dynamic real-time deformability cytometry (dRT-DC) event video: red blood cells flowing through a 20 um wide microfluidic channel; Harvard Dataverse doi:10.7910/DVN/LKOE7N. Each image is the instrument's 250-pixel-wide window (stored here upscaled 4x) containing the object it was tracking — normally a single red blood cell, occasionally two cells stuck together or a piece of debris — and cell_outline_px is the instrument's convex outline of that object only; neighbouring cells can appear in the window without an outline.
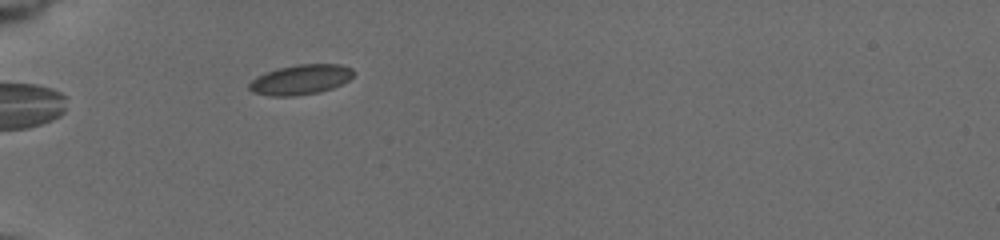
{"species": "common noctule bat (a hibernating species)", "species_latin": "Nyctalus noctula", "temperature_condition": "cold", "stored_images_in_passage": 5, "camera_frame_rate_fps": 3000, "um_per_image_px": 0.085, "animal": {"sex": "female", "body_mass_g": 19.5, "forearm_length_mm": 54.1}, "frame": {"image": 1, "passage_image": 1, "time_ms": 0.0, "image_size_px": [1000, 240], "cell_outline_px": [[356, 72], [348, 80], [332, 88], [320, 92], [292, 96], [272, 96], [252, 92], [248, 88], [248, 84], [256, 76], [276, 68], [296, 64], [340, 64], [352, 68]], "centroid_in_image_um": [25.54, 6.75], "position_along_channel_um": 59.5, "area_um2": 18.32}}
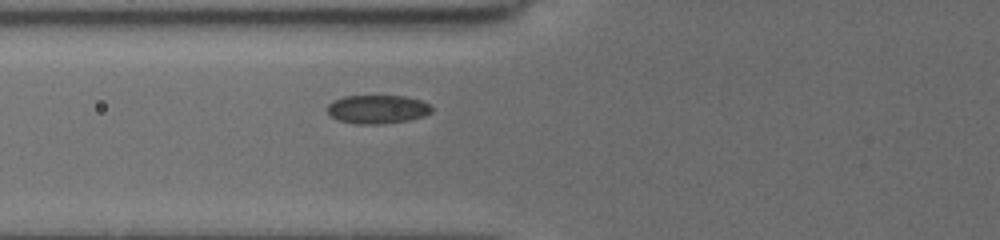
{"frame": {"image": 2, "passage_image": 5, "time_ms": 1.333, "image_size_px": [1000, 240], "cell_outline_px": [[432, 112], [424, 116], [408, 120], [384, 124], [356, 124], [336, 120], [324, 108], [332, 100], [344, 96], [404, 96], [420, 100], [428, 104], [432, 108]], "centroid_in_image_um": [32.03, 9.29], "position_along_channel_um": 93.8, "area_um2": 17.57}}